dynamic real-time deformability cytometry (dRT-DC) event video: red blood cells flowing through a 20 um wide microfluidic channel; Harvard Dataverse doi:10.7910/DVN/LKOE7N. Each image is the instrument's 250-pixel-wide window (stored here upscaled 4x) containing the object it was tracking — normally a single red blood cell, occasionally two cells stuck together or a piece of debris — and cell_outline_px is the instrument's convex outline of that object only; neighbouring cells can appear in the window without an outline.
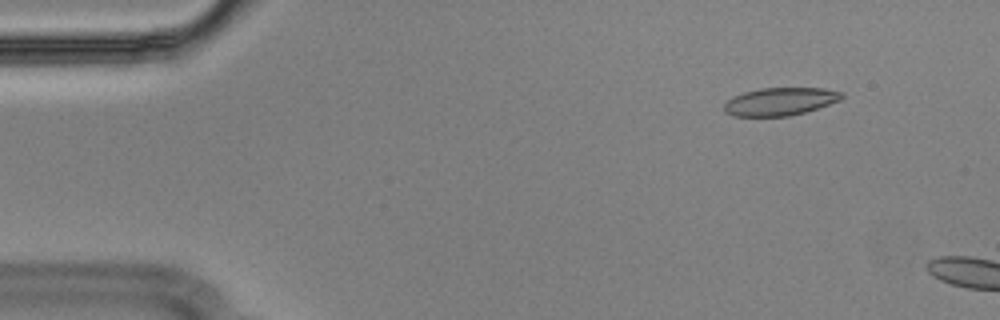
{"species": "Egyptian fruit bat (a non-hibernating species)", "species_latin": "Rousettus aegyptiacus", "temperature_condition": "cold", "stored_images_in_passage": 9, "camera_frame_rate_fps": 3000, "um_per_image_px": 0.085, "animal": {"sex": "male"}, "frame": {"image": 1, "passage_image": 6, "time_ms": 1.667, "image_size_px": [1000, 320], "cell_outline_px": [[844, 96], [840, 100], [804, 112], [788, 116], [732, 116], [724, 112], [724, 104], [732, 96], [744, 92], [760, 88], [824, 88], [844, 92]], "centroid_in_image_um": [66.29, 8.62], "position_along_channel_um": 18.7, "area_um2": 19.07}}